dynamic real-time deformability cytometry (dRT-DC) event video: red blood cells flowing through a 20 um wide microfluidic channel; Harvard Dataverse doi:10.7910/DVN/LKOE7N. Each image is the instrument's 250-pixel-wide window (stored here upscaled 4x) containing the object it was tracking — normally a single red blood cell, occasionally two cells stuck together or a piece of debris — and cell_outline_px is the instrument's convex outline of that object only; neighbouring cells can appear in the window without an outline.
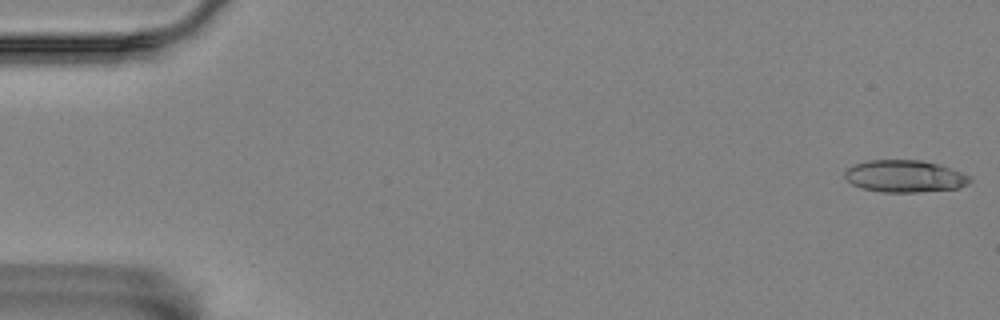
{"species": "Egyptian fruit bat (a non-hibernating species)", "species_latin": "Rousettus aegyptiacus", "temperature_condition": "room temperature", "stored_images_in_passage": 6, "camera_frame_rate_fps": 3000, "um_per_image_px": 0.085, "animal": {"sex": "female"}, "frame": {"image": 1, "passage_image": 1, "time_ms": 0.0, "image_size_px": [1000, 320], "cell_outline_px": [[972, 180], [968, 184], [960, 188], [920, 192], [884, 192], [860, 188], [852, 184], [844, 176], [844, 172], [852, 164], [868, 160], [920, 160], [940, 164], [972, 176]], "centroid_in_image_um": [76.92, 14.98], "position_along_channel_um": 8.1, "area_um2": 23.7}}